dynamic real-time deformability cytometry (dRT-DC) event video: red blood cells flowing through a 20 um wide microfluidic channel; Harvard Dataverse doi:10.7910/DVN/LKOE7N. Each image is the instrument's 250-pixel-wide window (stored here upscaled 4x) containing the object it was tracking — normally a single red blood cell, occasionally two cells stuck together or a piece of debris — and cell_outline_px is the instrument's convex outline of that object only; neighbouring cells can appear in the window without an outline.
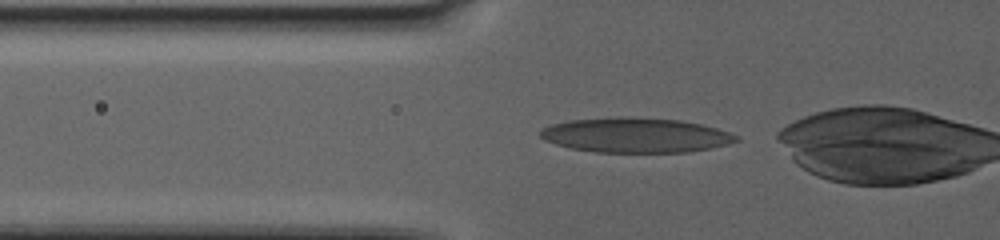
{"species": "human", "species_latin": "Homo sapiens", "temperature_condition": "warm", "stored_images_in_passage": 52, "camera_frame_rate_fps": 3000, "um_per_image_px": 0.085, "donor": {"sex": "female"}, "frame": {"image": 1, "passage_image": 2, "time_ms": 0.333, "image_size_px": [1000, 240], "cell_outline_px": [[740, 140], [728, 144], [688, 152], [596, 152], [572, 148], [556, 144], [544, 140], [540, 136], [540, 132], [544, 128], [552, 124], [568, 120], [616, 116], [624, 116], [680, 120], [700, 124], [716, 128], [740, 136]], "centroid_in_image_um": [54.02, 11.48], "position_along_channel_um": 71.8, "area_um2": 39.71}}
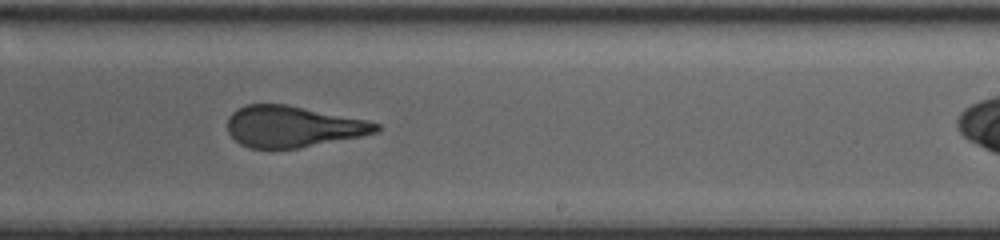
{"frame": {"image": 2, "passage_image": 29, "time_ms": 9.333, "image_size_px": [1000, 240], "cell_outline_px": [[380, 128], [376, 132], [360, 136], [296, 148], [252, 148], [240, 144], [228, 132], [228, 116], [236, 108], [248, 104], [284, 104], [364, 120], [380, 124]], "centroid_in_image_um": [24.82, 10.75], "position_along_channel_um": 264.2, "area_um2": 35.03}}
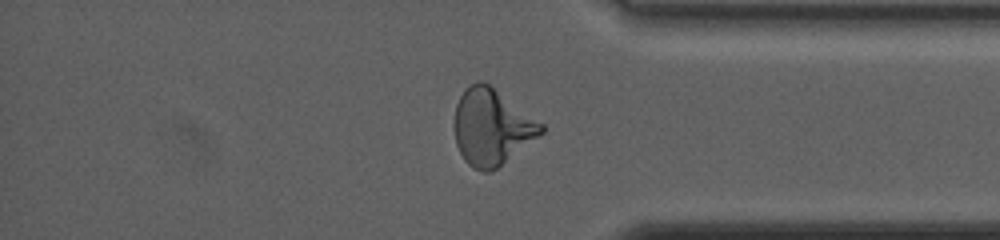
{"frame": {"image": 3, "passage_image": 47, "time_ms": 15.333, "image_size_px": [1000, 240], "cell_outline_px": [[544, 132], [496, 168], [488, 172], [484, 172], [472, 168], [464, 160], [456, 144], [456, 104], [464, 88], [480, 80], [484, 80], [544, 124]], "centroid_in_image_um": [41.8, 10.78], "position_along_channel_um": 393.4, "area_um2": 38.03}}